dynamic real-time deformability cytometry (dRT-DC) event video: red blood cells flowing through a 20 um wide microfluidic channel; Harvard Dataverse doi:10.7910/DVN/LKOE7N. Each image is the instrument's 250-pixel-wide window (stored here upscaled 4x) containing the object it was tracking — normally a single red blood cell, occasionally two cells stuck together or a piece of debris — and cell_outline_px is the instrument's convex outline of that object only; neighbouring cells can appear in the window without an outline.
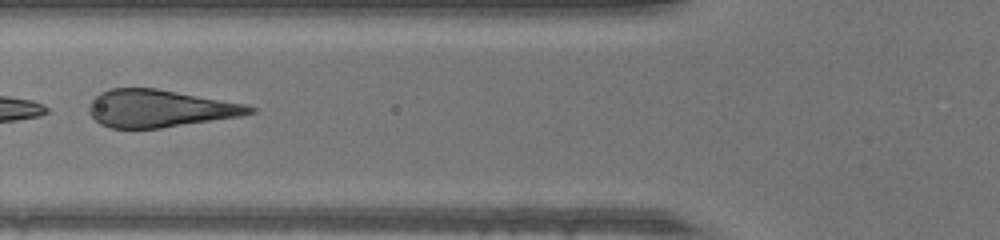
{"species": "human", "species_latin": "Homo sapiens", "temperature_condition": "warm", "stored_images_in_passage": 14, "segment_of_instrument_passage": [2, 2], "camera_frame_rate_fps": 3000, "um_per_image_px": 0.085, "donor": {"sex": "male"}, "frame": {"image": 1, "passage_image": 12, "time_ms": 3.667, "image_size_px": [1000, 240], "cell_outline_px": [[256, 112], [240, 116], [160, 128], [112, 128], [100, 124], [88, 112], [88, 104], [100, 92], [112, 88], [156, 88], [244, 104], [256, 108]], "centroid_in_image_um": [13.53, 9.22], "position_along_channel_um": 112.3, "area_um2": 34.74}}